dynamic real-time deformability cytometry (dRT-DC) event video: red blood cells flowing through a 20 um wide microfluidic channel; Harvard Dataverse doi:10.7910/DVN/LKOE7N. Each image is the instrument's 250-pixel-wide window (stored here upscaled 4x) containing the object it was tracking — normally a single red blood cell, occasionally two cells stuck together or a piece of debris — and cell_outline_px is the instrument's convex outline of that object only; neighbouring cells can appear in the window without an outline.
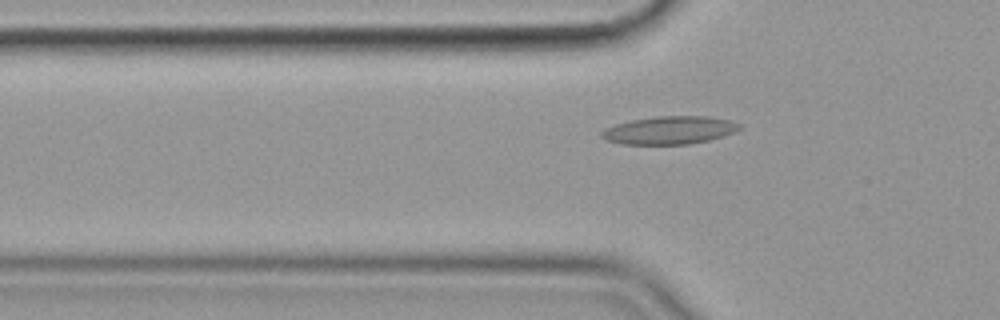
{"species": "common noctule bat (a hibernating species)", "species_latin": "Nyctalus noctula", "temperature_condition": "cold", "stored_images_in_passage": 57, "camera_frame_rate_fps": 3000, "um_per_image_px": 0.085, "animal": {"sex": "female", "body_mass_g": 19.9}, "frame": {"image": 1, "passage_image": 19, "time_ms": 6.0, "image_size_px": [1000, 320], "cell_outline_px": [[740, 128], [736, 132], [724, 136], [708, 140], [688, 144], [620, 144], [608, 140], [600, 136], [600, 132], [604, 128], [616, 124], [632, 120], [656, 116], [708, 116], [728, 120], [740, 124]], "centroid_in_image_um": [56.9, 11.07], "position_along_channel_um": 68.9, "area_um2": 22.43}}
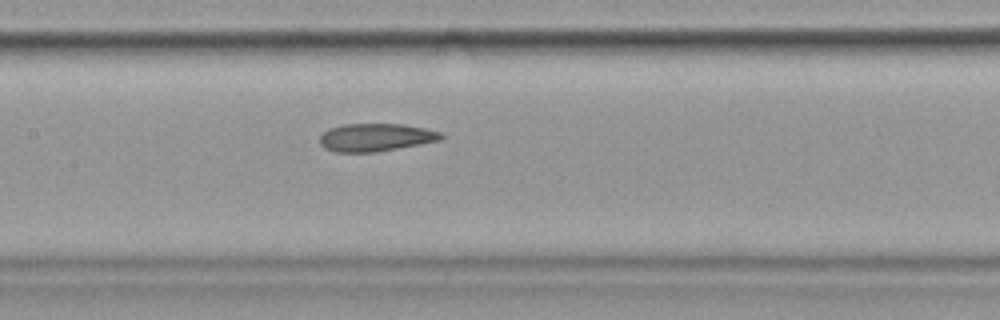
{"frame": {"image": 2, "passage_image": 28, "time_ms": 9.0, "image_size_px": [1000, 320], "cell_outline_px": [[444, 136], [440, 140], [420, 144], [376, 152], [336, 152], [324, 148], [320, 144], [320, 136], [328, 128], [344, 124], [404, 124], [424, 128], [440, 132]], "centroid_in_image_um": [31.91, 11.67], "position_along_channel_um": 175.5, "area_um2": 19.65}}
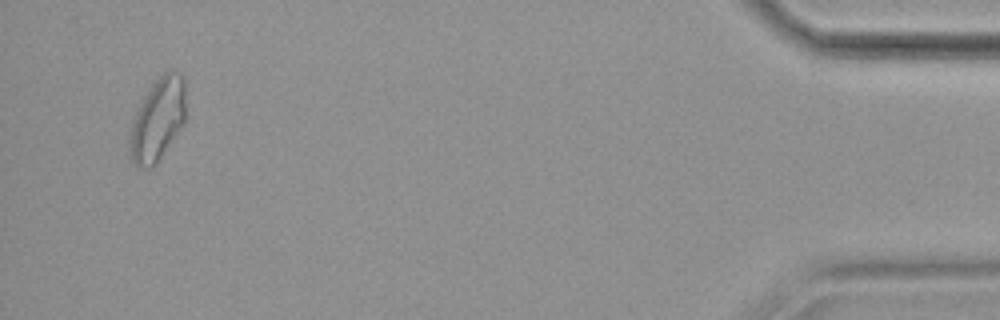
{"frame": {"image": 3, "passage_image": 55, "time_ms": 18.0, "image_size_px": [1000, 320], "cell_outline_px": [[184, 124], [156, 164], [152, 168], [136, 168], [128, 156], [128, 136], [132, 116], [148, 88], [168, 68], [172, 68], [180, 72], [184, 80]], "centroid_in_image_um": [13.34, 10.18], "position_along_channel_um": 421.9, "area_um2": 27.8}, "authors_computed_cell_mechanics": {"area_um2": 21.2126, "velocity_mm_per_s": 3.5666, "shape_relaxation_time_tau1_ms": 10.2521, "shape_relaxation_time_tau2_ms": 2.039, "deformation_change_tau1": 0.2256, "deformation_change_tau2": 0.0927}}